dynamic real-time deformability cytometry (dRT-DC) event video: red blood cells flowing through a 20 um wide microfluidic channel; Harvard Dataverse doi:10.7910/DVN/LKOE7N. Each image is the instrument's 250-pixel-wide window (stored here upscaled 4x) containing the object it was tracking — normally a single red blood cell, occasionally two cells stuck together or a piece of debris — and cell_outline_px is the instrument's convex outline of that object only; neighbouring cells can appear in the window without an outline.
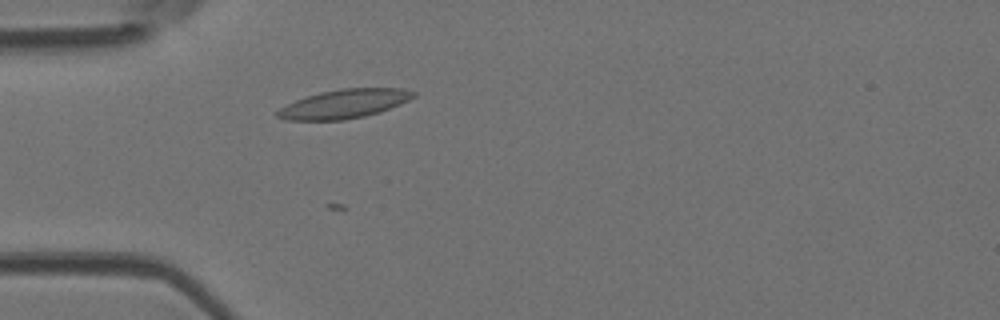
{"species": "Egyptian fruit bat (a non-hibernating species)", "species_latin": "Rousettus aegyptiacus", "temperature_condition": "room temperature", "stored_images_in_passage": 38, "camera_frame_rate_fps": 3000, "um_per_image_px": 0.085, "animal": {"sex": "female"}, "frame": {"image": 1, "passage_image": 2, "time_ms": 0.333, "image_size_px": [1000, 320], "cell_outline_px": [[416, 96], [400, 104], [380, 112], [364, 116], [344, 120], [284, 120], [276, 116], [276, 112], [280, 108], [296, 100], [320, 92], [340, 88], [404, 88], [416, 92]], "centroid_in_image_um": [29.28, 8.82], "position_along_channel_um": 55.7, "area_um2": 22.89}}
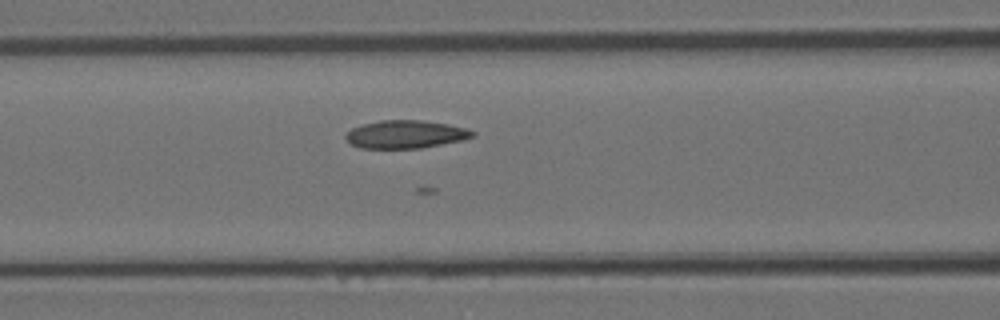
{"frame": {"image": 2, "passage_image": 8, "time_ms": 2.333, "image_size_px": [1000, 320], "cell_outline_px": [[476, 136], [460, 140], [420, 148], [360, 148], [352, 144], [344, 136], [352, 128], [364, 124], [380, 120], [420, 120], [448, 124], [468, 128], [476, 132]], "centroid_in_image_um": [34.5, 11.41], "position_along_channel_um": 132.1, "area_um2": 20.52}}
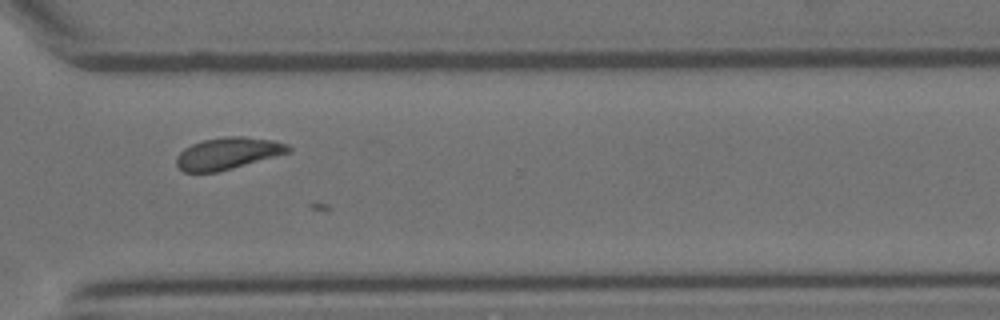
{"frame": {"image": 3, "passage_image": 24, "time_ms": 7.667, "image_size_px": [1000, 320], "cell_outline_px": [[292, 152], [216, 172], [184, 172], [176, 164], [176, 156], [184, 148], [192, 144], [204, 140], [224, 136], [244, 136], [272, 140], [288, 144], [292, 148]], "centroid_in_image_um": [19.38, 13.03], "position_along_channel_um": 351.2, "area_um2": 20.75}}